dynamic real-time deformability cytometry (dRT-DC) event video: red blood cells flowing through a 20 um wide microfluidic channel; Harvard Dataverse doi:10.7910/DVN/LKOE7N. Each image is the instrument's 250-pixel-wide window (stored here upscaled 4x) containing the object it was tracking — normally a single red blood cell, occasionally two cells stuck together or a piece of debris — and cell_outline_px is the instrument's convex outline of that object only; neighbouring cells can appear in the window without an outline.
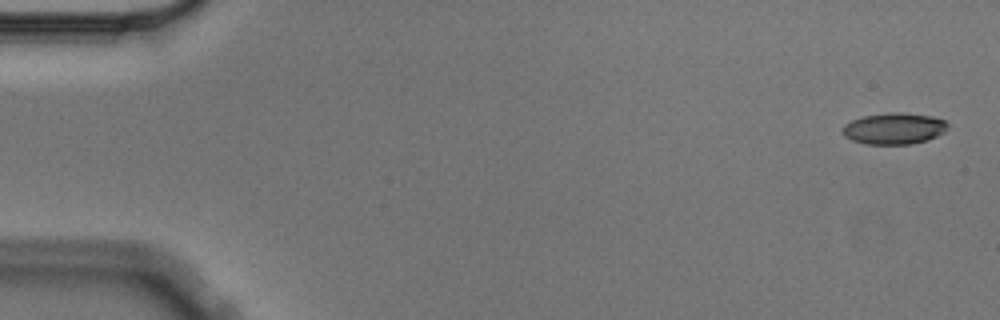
{"species": "Egyptian fruit bat (a non-hibernating species)", "species_latin": "Rousettus aegyptiacus", "temperature_condition": "cold", "stored_images_in_passage": 5, "segment_of_instrument_passage": [2, 2], "camera_frame_rate_fps": 3000, "um_per_image_px": 0.085, "animal": {"sex": "male"}, "frame": {"image": 1, "passage_image": 5, "time_ms": 1.333, "image_size_px": [1000, 320], "cell_outline_px": [[948, 124], [944, 132], [928, 140], [912, 144], [864, 144], [852, 140], [844, 136], [844, 124], [852, 120], [864, 116], [888, 112], [900, 112], [932, 116], [944, 120]], "centroid_in_image_um": [76.0, 10.92], "position_along_channel_um": 9.0, "area_um2": 19.19}}